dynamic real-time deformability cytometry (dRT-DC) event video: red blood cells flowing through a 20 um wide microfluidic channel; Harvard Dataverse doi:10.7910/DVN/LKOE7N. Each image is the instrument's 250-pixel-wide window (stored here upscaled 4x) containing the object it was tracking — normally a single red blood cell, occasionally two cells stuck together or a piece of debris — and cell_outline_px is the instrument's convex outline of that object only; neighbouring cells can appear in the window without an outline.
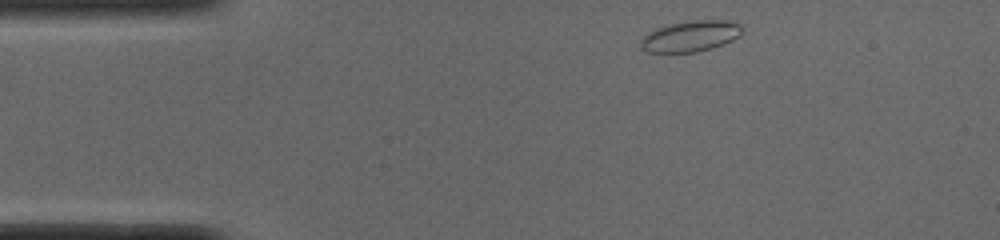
{"species": "common noctule bat (a hibernating species)", "species_latin": "Nyctalus noctula", "temperature_condition": "cold", "stored_images_in_passage": 44, "segment_of_instrument_passage": [1, 2], "camera_frame_rate_fps": 3000, "um_per_image_px": 0.085, "animal": {"sex": "male", "body_mass_g": 19.0, "forearm_length_mm": 50.8}, "frame": {"image": 1, "passage_image": 1, "time_ms": 0.0, "image_size_px": [1000, 240], "cell_outline_px": [[744, 28], [740, 36], [724, 44], [712, 48], [696, 52], [648, 52], [640, 48], [640, 40], [648, 32], [656, 28], [668, 24], [688, 20], [728, 20], [740, 24]], "centroid_in_image_um": [58.71, 3.06], "position_along_channel_um": 26.3, "area_um2": 18.55}}
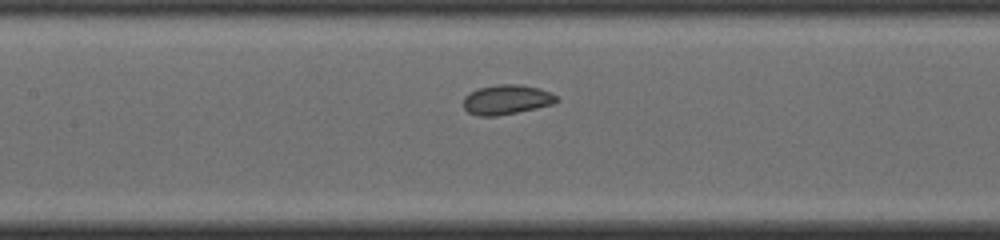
{"frame": {"image": 2, "passage_image": 16, "time_ms": 5.0, "image_size_px": [1000, 240], "cell_outline_px": [[560, 100], [552, 104], [536, 108], [496, 116], [476, 116], [468, 112], [464, 108], [464, 96], [480, 88], [500, 84], [520, 84], [540, 88], [556, 96]], "centroid_in_image_um": [43.06, 8.47], "position_along_channel_um": 164.3, "area_um2": 15.95}}
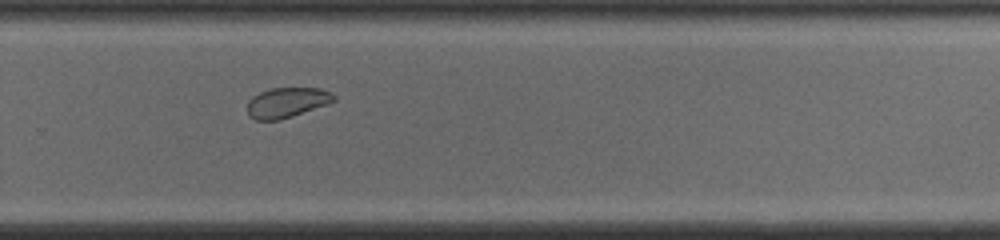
{"frame": {"image": 3, "passage_image": 27, "time_ms": 8.667, "image_size_px": [1000, 240], "cell_outline_px": [[336, 100], [328, 104], [280, 120], [256, 120], [248, 116], [248, 100], [252, 96], [260, 92], [272, 88], [320, 88], [332, 92], [336, 96]], "centroid_in_image_um": [24.39, 8.71], "position_along_channel_um": 305.4, "area_um2": 15.26}}